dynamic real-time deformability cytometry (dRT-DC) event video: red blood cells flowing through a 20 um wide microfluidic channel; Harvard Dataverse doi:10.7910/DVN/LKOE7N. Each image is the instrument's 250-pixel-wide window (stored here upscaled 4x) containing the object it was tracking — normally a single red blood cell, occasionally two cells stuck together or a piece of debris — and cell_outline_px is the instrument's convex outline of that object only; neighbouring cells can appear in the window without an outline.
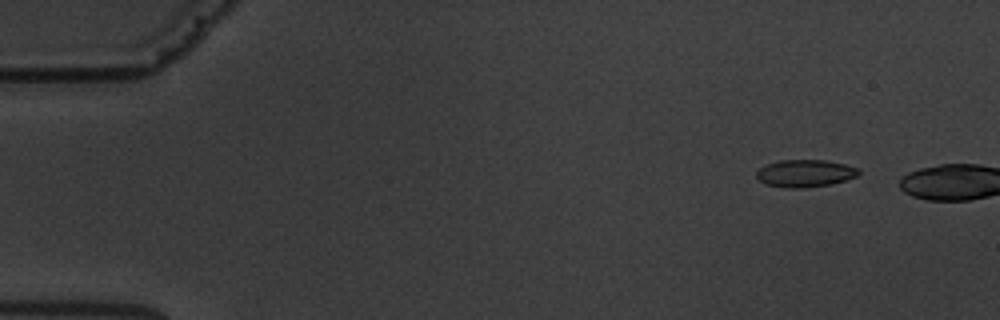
{"species": "common noctule bat (a hibernating species)", "species_latin": "Nyctalus noctula", "temperature_condition": "warm", "stored_images_in_passage": 3, "camera_frame_rate_fps": 3000, "um_per_image_px": 0.085, "animal": {"sex": "male", "body_mass_g": 19.5, "forearm_length_mm": 54.6}, "frame": {"image": 1, "passage_image": 2, "time_ms": 1.0, "image_size_px": [1000, 320], "cell_outline_px": [[860, 172], [856, 176], [832, 184], [804, 188], [784, 188], [764, 184], [756, 176], [756, 172], [760, 168], [768, 164], [780, 160], [824, 160], [844, 164], [860, 168]], "centroid_in_image_um": [68.42, 14.74], "position_along_channel_um": 16.6, "area_um2": 16.3}}